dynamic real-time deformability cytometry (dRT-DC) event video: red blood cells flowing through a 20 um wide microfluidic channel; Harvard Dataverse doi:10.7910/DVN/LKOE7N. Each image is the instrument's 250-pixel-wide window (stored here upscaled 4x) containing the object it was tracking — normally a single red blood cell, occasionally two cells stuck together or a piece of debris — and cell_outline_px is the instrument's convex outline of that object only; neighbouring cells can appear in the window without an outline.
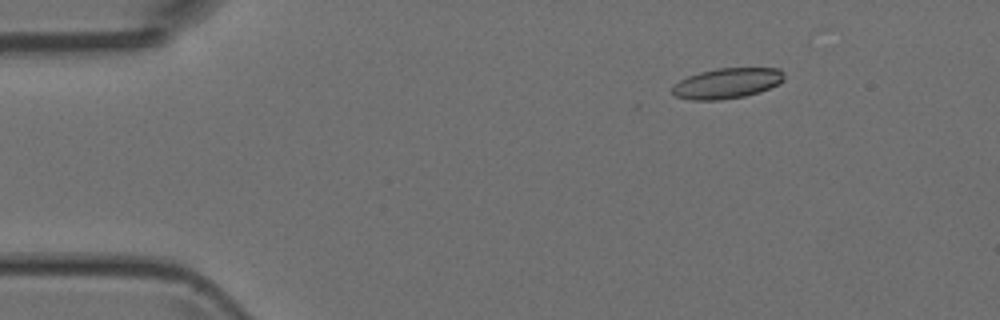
{"species": "Egyptian fruit bat (a non-hibernating species)", "species_latin": "Rousettus aegyptiacus", "temperature_condition": "room temperature", "stored_images_in_passage": 3, "camera_frame_rate_fps": 3000, "um_per_image_px": 0.085, "animal": {"sex": "female"}, "frame": {"image": 1, "passage_image": 1, "time_ms": 0.0, "image_size_px": [1000, 320], "cell_outline_px": [[784, 80], [760, 92], [744, 96], [720, 100], [692, 100], [676, 96], [672, 92], [672, 84], [688, 76], [700, 72], [716, 68], [780, 68], [784, 72]], "centroid_in_image_um": [61.78, 7.07], "position_along_channel_um": 23.2, "area_um2": 19.83}}